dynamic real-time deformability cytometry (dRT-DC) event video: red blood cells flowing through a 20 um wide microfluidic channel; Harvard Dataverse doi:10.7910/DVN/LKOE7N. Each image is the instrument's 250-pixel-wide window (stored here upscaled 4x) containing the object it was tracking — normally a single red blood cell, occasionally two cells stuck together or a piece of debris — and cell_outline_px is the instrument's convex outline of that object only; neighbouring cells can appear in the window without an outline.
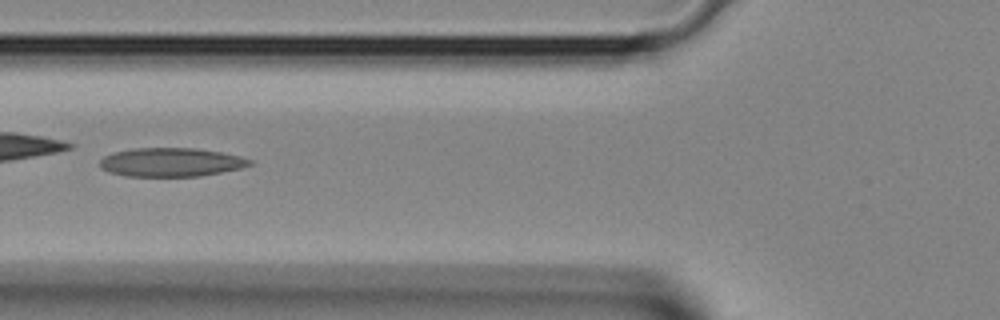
{"species": "Egyptian fruit bat (a non-hibernating species)", "species_latin": "Rousettus aegyptiacus", "temperature_condition": "room temperature", "stored_images_in_passage": 23, "camera_frame_rate_fps": 3000, "um_per_image_px": 0.085, "animal": {"sex": "female"}, "frame": {"image": 1, "passage_image": 4, "time_ms": 1.0, "image_size_px": [1000, 320], "cell_outline_px": [[252, 164], [240, 168], [200, 176], [124, 176], [108, 172], [100, 168], [100, 160], [104, 156], [112, 152], [132, 148], [196, 148], [220, 152], [240, 156], [252, 160]], "centroid_in_image_um": [14.49, 13.78], "position_along_channel_um": 111.3, "area_um2": 25.14}}